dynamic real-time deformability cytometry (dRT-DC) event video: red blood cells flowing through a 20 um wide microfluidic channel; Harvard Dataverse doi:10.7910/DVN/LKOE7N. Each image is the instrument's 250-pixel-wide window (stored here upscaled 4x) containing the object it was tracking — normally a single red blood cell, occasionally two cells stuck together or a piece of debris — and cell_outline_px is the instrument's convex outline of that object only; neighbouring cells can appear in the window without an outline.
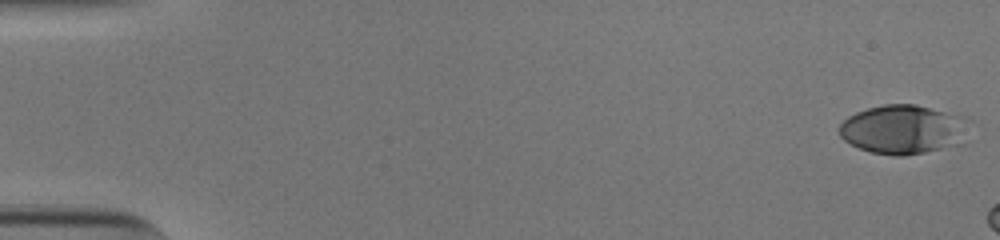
{"species": "human", "species_latin": "Homo sapiens", "temperature_condition": "cold", "stored_images_in_passage": 9, "camera_frame_rate_fps": 3000, "um_per_image_px": 0.085, "donor": {"sex": "male"}, "frame": {"image": 1, "passage_image": 1, "time_ms": 0.0, "image_size_px": [1000, 240], "cell_outline_px": [[972, 120], [964, 144], [904, 156], [892, 156], [872, 152], [860, 148], [844, 140], [840, 136], [836, 128], [848, 116], [856, 112], [868, 108], [884, 104], [916, 104], [968, 116]], "centroid_in_image_um": [76.86, 10.99], "position_along_channel_um": 8.1, "area_um2": 38.15}}